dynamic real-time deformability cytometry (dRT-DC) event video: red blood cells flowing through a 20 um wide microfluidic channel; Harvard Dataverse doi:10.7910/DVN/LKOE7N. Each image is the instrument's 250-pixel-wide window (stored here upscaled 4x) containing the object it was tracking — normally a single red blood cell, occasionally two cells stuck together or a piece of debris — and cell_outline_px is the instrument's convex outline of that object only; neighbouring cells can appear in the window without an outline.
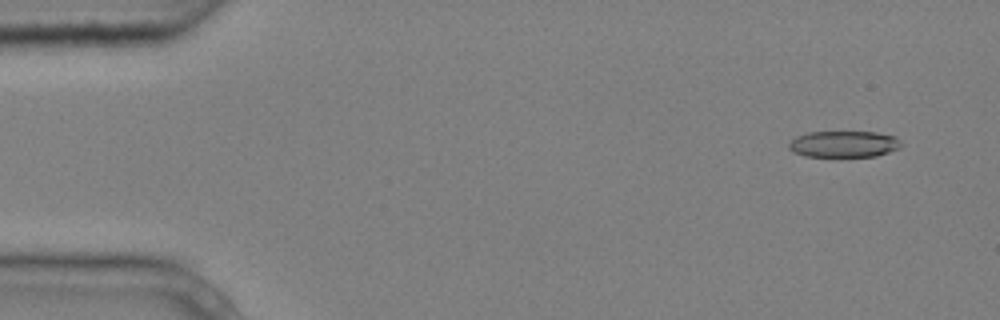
{"species": "common noctule bat (a hibernating species)", "species_latin": "Nyctalus noctula", "temperature_condition": "cold", "stored_images_in_passage": 3, "camera_frame_rate_fps": 3000, "um_per_image_px": 0.085, "animal": {"sex": "male", "body_mass_g": 20.4}, "frame": {"image": 1, "passage_image": 1, "time_ms": 0.0, "image_size_px": [1000, 320], "cell_outline_px": [[904, 144], [900, 148], [876, 156], [804, 156], [792, 152], [788, 148], [788, 144], [796, 136], [808, 132], [876, 132], [896, 136]], "centroid_in_image_um": [71.74, 12.24], "position_along_channel_um": 13.3, "area_um2": 17.4}}
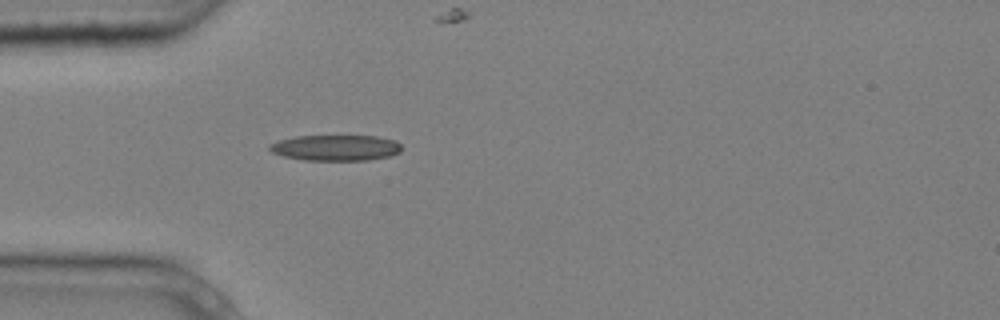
{"frame": {"image": 2, "passage_image": 3, "time_ms": 0.667, "image_size_px": [1000, 320], "cell_outline_px": [[400, 152], [392, 156], [368, 160], [304, 160], [284, 156], [272, 152], [268, 148], [268, 144], [280, 140], [296, 136], [376, 136], [396, 140], [400, 144]], "centroid_in_image_um": [28.55, 12.56], "position_along_channel_um": 56.5, "area_um2": 19.88}}